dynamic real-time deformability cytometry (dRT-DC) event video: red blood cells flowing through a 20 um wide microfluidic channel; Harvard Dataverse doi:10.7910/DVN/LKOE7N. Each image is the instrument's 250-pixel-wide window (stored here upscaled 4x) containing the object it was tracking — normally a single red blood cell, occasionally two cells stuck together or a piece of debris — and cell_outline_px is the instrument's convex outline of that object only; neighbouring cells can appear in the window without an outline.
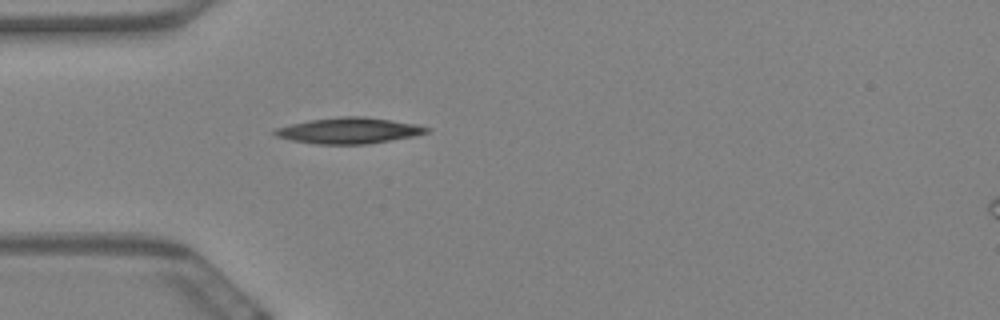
{"species": "Egyptian fruit bat (a non-hibernating species)", "species_latin": "Rousettus aegyptiacus", "temperature_condition": "warm", "stored_images_in_passage": 38, "camera_frame_rate_fps": 3000, "um_per_image_px": 0.085, "animal": {"sex": "female"}, "frame": {"image": 1, "passage_image": 2, "time_ms": 0.333, "image_size_px": [1000, 320], "cell_outline_px": [[432, 128], [428, 132], [412, 136], [364, 144], [316, 144], [292, 140], [276, 136], [272, 132], [276, 128], [308, 120], [340, 116], [364, 116], [416, 124]], "centroid_in_image_um": [29.64, 11.09], "position_along_channel_um": 55.4, "area_um2": 22.72}}
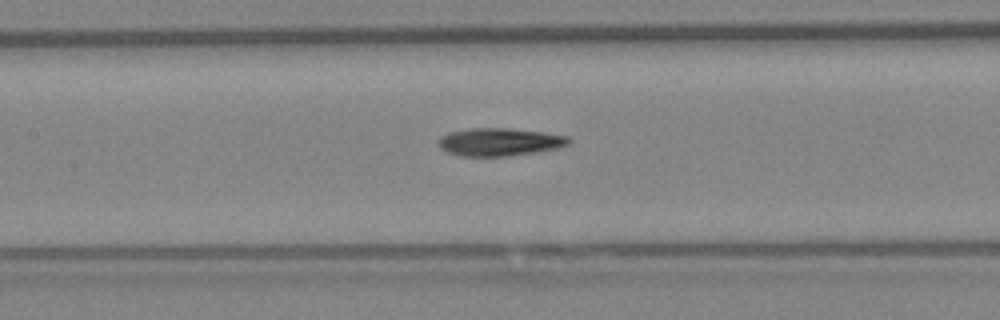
{"frame": {"image": 2, "passage_image": 12, "time_ms": 3.667, "image_size_px": [1000, 320], "cell_outline_px": [[572, 140], [568, 144], [556, 148], [508, 156], [460, 156], [448, 152], [440, 148], [440, 136], [448, 132], [468, 128], [508, 128], [544, 132], [568, 136]], "centroid_in_image_um": [42.44, 12.05], "position_along_channel_um": 165.0, "area_um2": 21.04}}
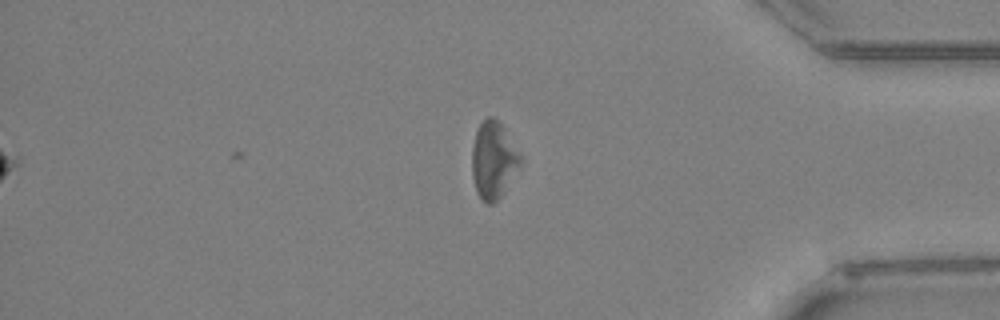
{"frame": {"image": 3, "passage_image": 34, "time_ms": 11.0, "image_size_px": [1000, 320], "cell_outline_px": [[520, 164], [500, 196], [492, 204], [488, 204], [476, 192], [472, 176], [472, 144], [476, 132], [480, 124], [488, 116], [492, 116], [500, 120], [520, 156]], "centroid_in_image_um": [41.9, 13.56], "position_along_channel_um": 393.3, "area_um2": 21.21}, "authors_computed_cell_mechanics": {"area_um2": 21.2704, "velocity_mm_per_s": 3.4619, "shape_relaxation_time_tau1_ms": 8.1144, "shape_relaxation_time_tau2_ms": null, "deformation_change_tau1": 0.157, "deformation_change_tau2": null}}